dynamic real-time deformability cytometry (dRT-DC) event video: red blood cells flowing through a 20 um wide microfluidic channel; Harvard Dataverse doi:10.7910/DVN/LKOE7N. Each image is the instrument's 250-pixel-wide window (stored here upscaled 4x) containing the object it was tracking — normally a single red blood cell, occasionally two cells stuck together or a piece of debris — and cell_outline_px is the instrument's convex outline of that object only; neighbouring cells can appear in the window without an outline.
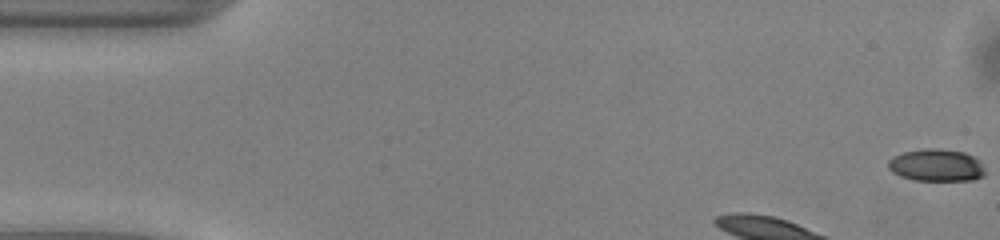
{"species": "common noctule bat (a hibernating species)", "species_latin": "Nyctalus noctula", "temperature_condition": "warm", "stored_images_in_passage": 46, "camera_frame_rate_fps": 3000, "um_per_image_px": 0.085, "animal": {"sex": "male", "body_mass_g": 13.0, "forearm_length_mm": 53.1}, "frame": {"image": 1, "passage_image": 1, "time_ms": 0.0, "image_size_px": [1000, 240], "cell_outline_px": [[984, 176], [972, 180], [912, 180], [900, 176], [892, 172], [888, 168], [888, 160], [892, 156], [904, 152], [924, 148], [940, 148], [964, 152], [976, 156], [980, 160], [984, 168]], "centroid_in_image_um": [79.59, 14.03], "position_along_channel_um": 5.4, "area_um2": 18.5}}
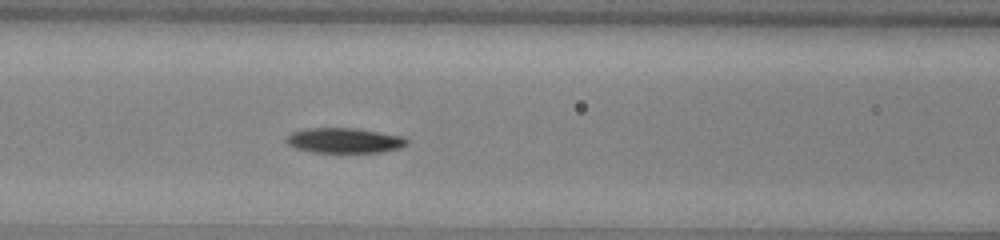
{"frame": {"image": 2, "passage_image": 16, "time_ms": 5.0, "image_size_px": [1000, 240], "cell_outline_px": [[408, 144], [400, 148], [380, 152], [316, 152], [296, 148], [288, 144], [284, 140], [292, 132], [304, 128], [356, 128], [404, 136], [408, 140]], "centroid_in_image_um": [29.29, 11.93], "position_along_channel_um": 137.3, "area_um2": 17.63}}
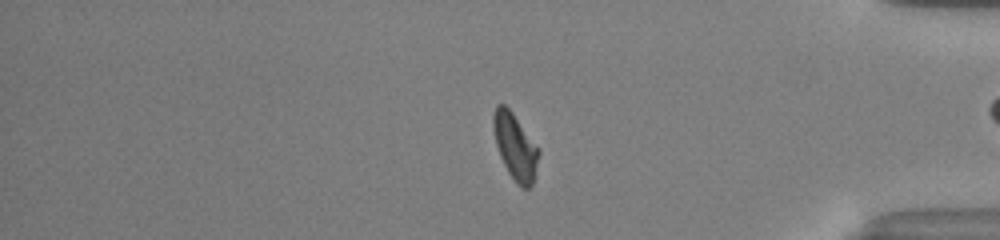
{"frame": {"image": 3, "passage_image": 37, "time_ms": 12.0, "image_size_px": [1000, 240], "cell_outline_px": [[540, 152], [532, 184], [528, 188], [520, 188], [516, 184], [508, 172], [500, 156], [496, 144], [492, 128], [492, 116], [496, 104], [504, 104], [512, 112], [540, 148]], "centroid_in_image_um": [43.78, 12.44], "position_along_channel_um": 391.4, "area_um2": 17.63}, "authors_computed_cell_mechanics": {"area_um2": 17.629, "velocity_mm_per_s": 4.0452, "shape_relaxation_time_tau1_ms": 2.7494, "shape_relaxation_time_tau2_ms": null, "deformation_change_tau1": 0.1286, "deformation_change_tau2": null}}